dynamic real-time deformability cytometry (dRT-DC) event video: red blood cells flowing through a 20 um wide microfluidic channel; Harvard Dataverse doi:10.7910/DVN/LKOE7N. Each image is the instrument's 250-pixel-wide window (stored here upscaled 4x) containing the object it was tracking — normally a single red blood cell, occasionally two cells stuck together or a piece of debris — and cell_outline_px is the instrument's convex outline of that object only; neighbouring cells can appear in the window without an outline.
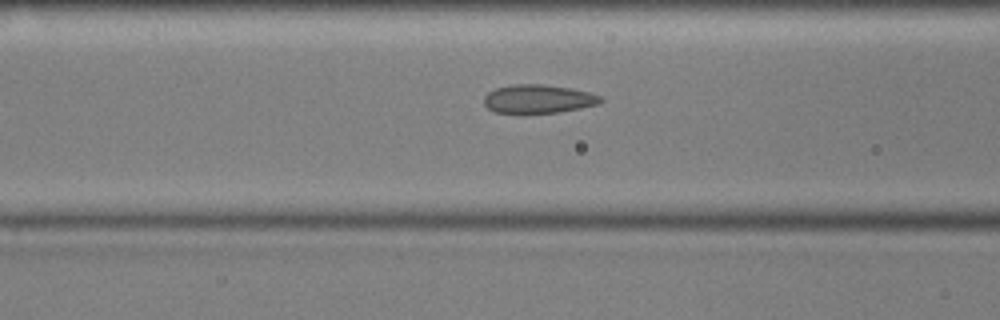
{"species": "common noctule bat (a hibernating species)", "species_latin": "Nyctalus noctula", "temperature_condition": "cold", "stored_images_in_passage": 55, "camera_frame_rate_fps": 3000, "um_per_image_px": 0.085, "animal": {"sex": "male", "body_mass_g": 17.9, "forearm_length_mm": 54.2}, "frame": {"image": 1, "passage_image": 21, "time_ms": 6.667, "image_size_px": [1000, 320], "cell_outline_px": [[604, 100], [600, 104], [560, 112], [496, 112], [488, 108], [484, 104], [484, 96], [488, 92], [496, 88], [512, 84], [544, 84], [592, 92], [600, 96]], "centroid_in_image_um": [45.79, 8.39], "position_along_channel_um": 120.8, "area_um2": 19.31}}
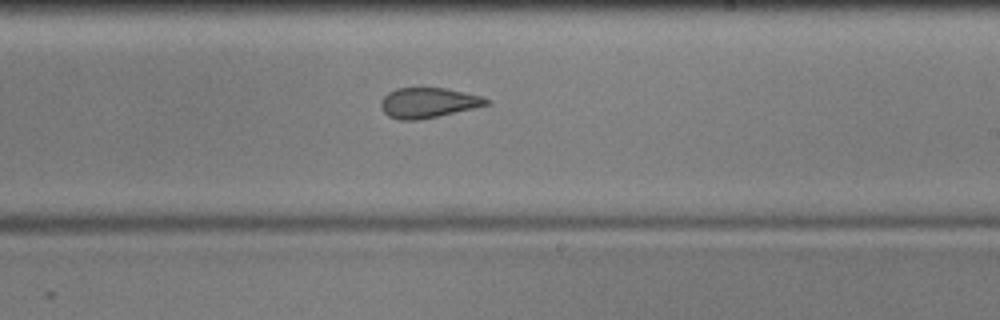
{"frame": {"image": 2, "passage_image": 32, "time_ms": 10.333, "image_size_px": [1000, 320], "cell_outline_px": [[488, 104], [472, 108], [420, 120], [400, 120], [388, 116], [380, 108], [380, 100], [388, 92], [396, 88], [444, 88], [480, 96], [488, 100]], "centroid_in_image_um": [36.3, 8.74], "position_along_channel_um": 252.7, "area_um2": 18.26}}
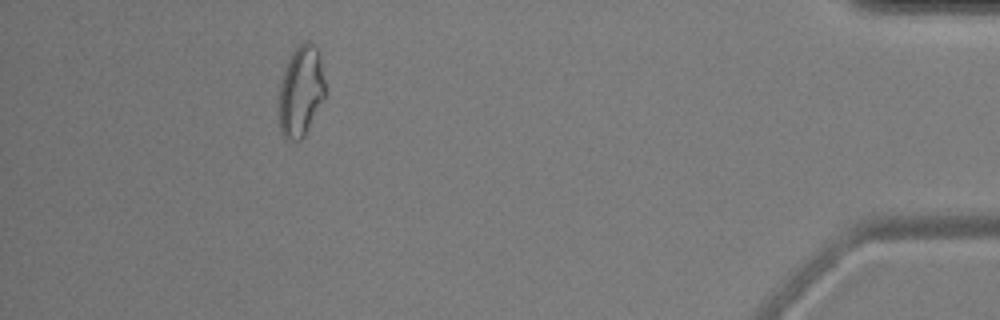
{"frame": {"image": 3, "passage_image": 50, "time_ms": 16.333, "image_size_px": [1000, 320], "cell_outline_px": [[324, 100], [304, 136], [300, 140], [284, 140], [280, 132], [280, 84], [284, 68], [292, 52], [304, 40], [308, 40], [316, 44], [320, 52], [324, 80]], "centroid_in_image_um": [25.59, 7.72], "position_along_channel_um": 409.6, "area_um2": 24.62}, "authors_computed_cell_mechanics": {"area_um2": 20.808, "velocity_mm_per_s": 3.5892, "shape_relaxation_time_tau1_ms": 9.2567, "shape_relaxation_time_tau2_ms": 2.4248, "deformation_change_tau1": 0.1525, "deformation_change_tau2": 0.0916}}